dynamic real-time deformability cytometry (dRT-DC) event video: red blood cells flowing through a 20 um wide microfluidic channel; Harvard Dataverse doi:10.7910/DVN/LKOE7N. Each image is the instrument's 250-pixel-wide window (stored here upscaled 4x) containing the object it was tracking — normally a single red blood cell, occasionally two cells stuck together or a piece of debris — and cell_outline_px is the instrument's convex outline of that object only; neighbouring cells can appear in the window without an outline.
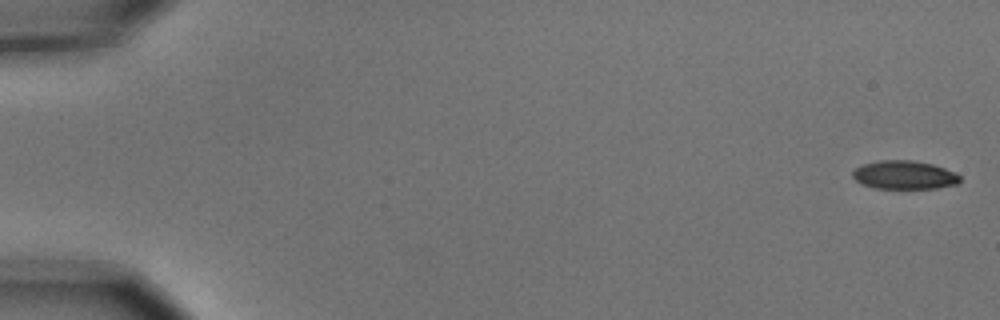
{"species": "common noctule bat (a hibernating species)", "species_latin": "Nyctalus noctula", "temperature_condition": "cold", "stored_images_in_passage": 5, "camera_frame_rate_fps": 3000, "um_per_image_px": 0.085, "animal": {"sex": "male", "body_mass_g": 15.6}, "frame": {"image": 1, "passage_image": 1, "time_ms": 0.0, "image_size_px": [1000, 320], "cell_outline_px": [[960, 180], [956, 184], [936, 188], [876, 188], [860, 184], [852, 176], [852, 172], [856, 168], [864, 164], [880, 160], [912, 160], [932, 164], [956, 172], [960, 176]], "centroid_in_image_um": [76.86, 14.87], "position_along_channel_um": 8.1, "area_um2": 17.74}}
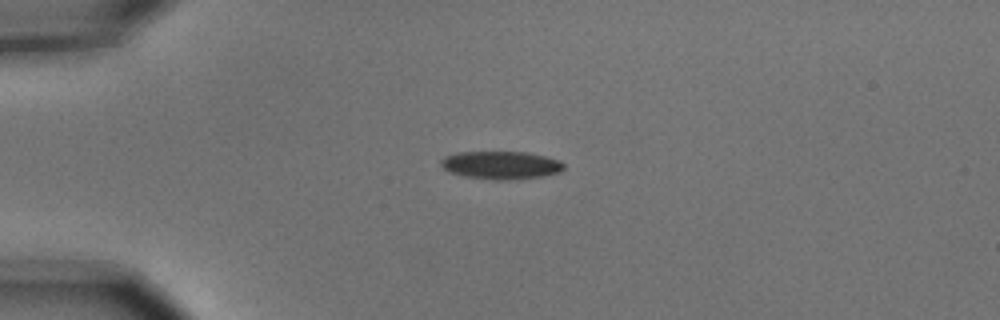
{"frame": {"image": 2, "passage_image": 4, "time_ms": 1.0, "image_size_px": [1000, 320], "cell_outline_px": [[564, 168], [560, 172], [540, 176], [508, 180], [492, 180], [464, 176], [448, 172], [440, 164], [440, 160], [444, 156], [456, 152], [528, 152], [560, 160], [564, 164]], "centroid_in_image_um": [42.55, 14.03], "position_along_channel_um": 42.5, "area_um2": 20.11}}